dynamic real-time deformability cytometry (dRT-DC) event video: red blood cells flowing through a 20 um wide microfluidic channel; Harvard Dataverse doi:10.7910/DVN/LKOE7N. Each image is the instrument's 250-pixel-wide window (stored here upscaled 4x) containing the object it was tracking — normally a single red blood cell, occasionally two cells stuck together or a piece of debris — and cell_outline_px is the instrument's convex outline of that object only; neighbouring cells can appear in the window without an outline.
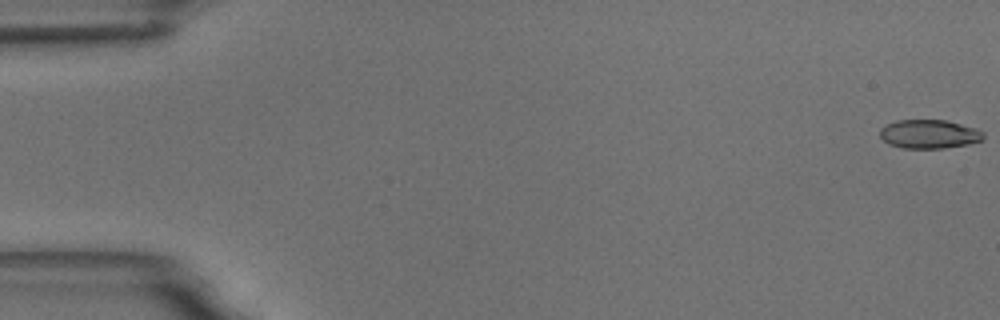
{"species": "common noctule bat (a hibernating species)", "species_latin": "Nyctalus noctula", "temperature_condition": "room temperature", "stored_images_in_passage": 58, "camera_frame_rate_fps": 3000, "um_per_image_px": 0.085, "animal": {"sex": "male", "body_mass_g": 18.8}, "frame": {"image": 1, "passage_image": 1, "time_ms": 0.0, "image_size_px": [1000, 320], "cell_outline_px": [[984, 136], [980, 140], [968, 144], [944, 148], [904, 148], [888, 144], [880, 136], [880, 128], [896, 120], [948, 120], [976, 128], [984, 132]], "centroid_in_image_um": [78.98, 11.39], "position_along_channel_um": 6.0, "area_um2": 17.34}}
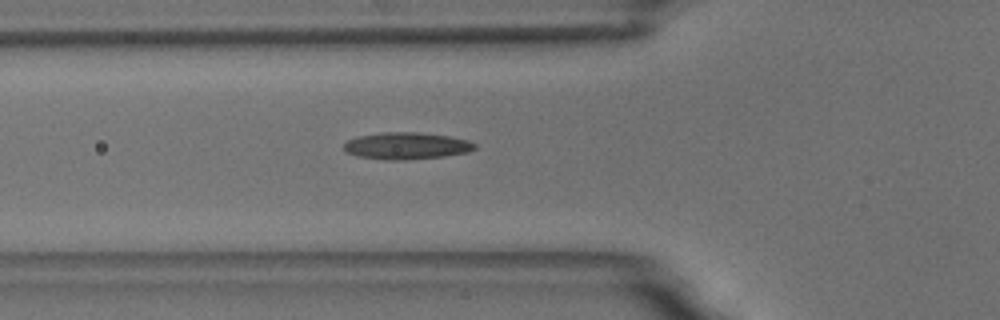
{"frame": {"image": 2, "passage_image": 21, "time_ms": 6.667, "image_size_px": [1000, 320], "cell_outline_px": [[476, 148], [468, 152], [444, 156], [408, 160], [388, 160], [360, 156], [348, 152], [344, 148], [344, 144], [348, 140], [360, 136], [384, 132], [420, 132], [452, 136], [468, 140], [476, 144]], "centroid_in_image_um": [34.62, 12.39], "position_along_channel_um": 91.2, "area_um2": 20.46}}
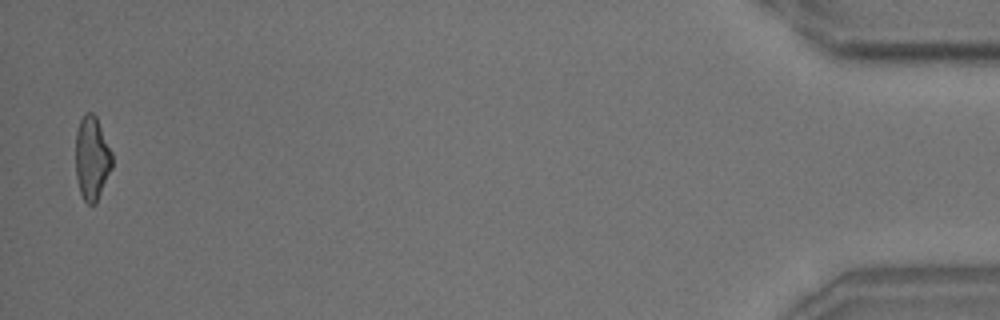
{"frame": {"image": 3, "passage_image": 57, "time_ms": 18.667, "image_size_px": [1000, 320], "cell_outline_px": [[112, 168], [96, 204], [88, 204], [84, 200], [80, 192], [76, 176], [76, 132], [80, 120], [84, 112], [92, 112], [96, 116], [112, 152]], "centroid_in_image_um": [7.82, 13.44], "position_along_channel_um": 427.4, "area_um2": 17.86}, "authors_computed_cell_mechanics": {"area_um2": 18.496, "velocity_mm_per_s": 3.5506, "shape_relaxation_time_tau1_ms": 7.1998, "shape_relaxation_time_tau2_ms": 2.2659, "deformation_change_tau1": 0.2103, "deformation_change_tau2": 0.1053}}